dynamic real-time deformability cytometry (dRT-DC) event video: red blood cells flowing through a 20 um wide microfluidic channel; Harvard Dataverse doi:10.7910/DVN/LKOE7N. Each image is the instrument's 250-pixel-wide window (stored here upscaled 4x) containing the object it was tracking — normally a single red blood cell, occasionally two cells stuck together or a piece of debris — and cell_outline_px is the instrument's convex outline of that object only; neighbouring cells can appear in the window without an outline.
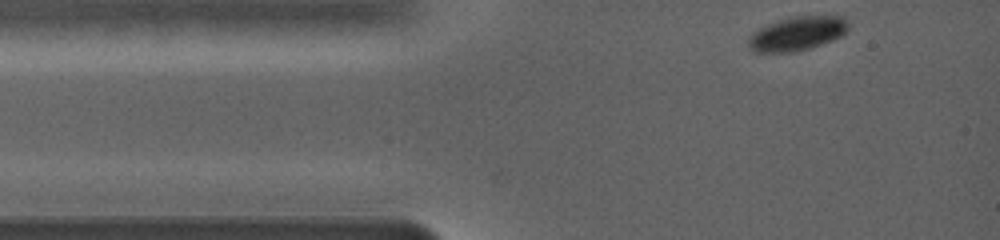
{"species": "common noctule bat (a hibernating species)", "species_latin": "Nyctalus noctula", "temperature_condition": "warm", "stored_images_in_passage": 26, "camera_frame_rate_fps": 5000, "um_per_image_px": 0.085, "animal": {"sex": "female", "body_mass_g": 19.0, "forearm_length_mm": 56.7}, "frame": {"image": 1, "passage_image": 1, "time_ms": 0.0, "image_size_px": [1000, 240], "cell_outline_px": [[848, 28], [840, 36], [832, 40], [808, 48], [792, 52], [752, 52], [748, 48], [748, 36], [752, 32], [768, 24], [792, 16], [844, 16], [848, 24]], "centroid_in_image_um": [67.71, 2.85], "position_along_channel_um": 17.3, "area_um2": 19.65}}
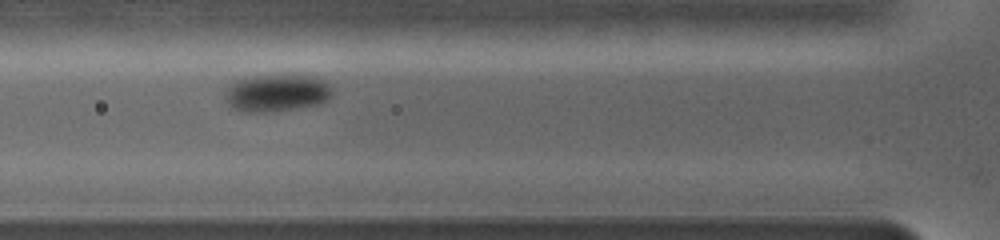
{"frame": {"image": 2, "passage_image": 17, "time_ms": 3.4, "image_size_px": [1000, 240], "cell_outline_px": [[332, 92], [324, 100], [316, 104], [296, 108], [268, 112], [244, 112], [232, 108], [228, 104], [224, 96], [228, 88], [236, 80], [256, 76], [316, 76], [328, 84], [332, 88]], "centroid_in_image_um": [23.48, 7.91], "position_along_channel_um": 102.3, "area_um2": 22.77}}
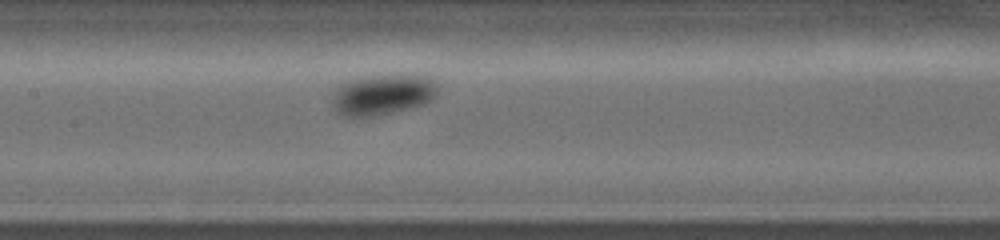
{"frame": {"image": 3, "passage_image": 24, "time_ms": 5.4, "image_size_px": [1000, 240], "cell_outline_px": [[436, 92], [428, 100], [420, 104], [364, 116], [348, 116], [340, 112], [336, 108], [336, 92], [344, 84], [352, 80], [368, 76], [396, 72], [408, 72], [428, 76], [436, 80]], "centroid_in_image_um": [32.64, 7.92], "position_along_channel_um": 174.8, "area_um2": 23.87}}